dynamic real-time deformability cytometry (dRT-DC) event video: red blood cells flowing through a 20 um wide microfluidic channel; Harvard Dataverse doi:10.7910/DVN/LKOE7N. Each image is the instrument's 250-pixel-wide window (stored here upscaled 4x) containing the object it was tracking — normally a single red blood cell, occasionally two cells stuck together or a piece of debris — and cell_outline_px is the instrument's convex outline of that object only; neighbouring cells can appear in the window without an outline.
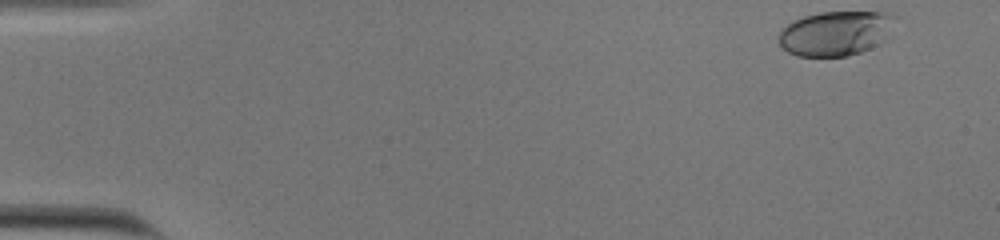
{"species": "human", "species_latin": "Homo sapiens", "temperature_condition": "cold", "stored_images_in_passage": 42, "camera_frame_rate_fps": 3000, "um_per_image_px": 0.085, "donor": {"sex": "male"}, "frame": {"image": 1, "passage_image": 1, "time_ms": 0.0, "image_size_px": [1000, 240], "cell_outline_px": [[900, 16], [868, 48], [860, 52], [848, 56], [796, 56], [788, 52], [780, 44], [780, 32], [792, 20], [804, 16], [820, 12], [892, 12]], "centroid_in_image_um": [70.96, 2.8], "position_along_channel_um": 14.0, "area_um2": 29.42}}
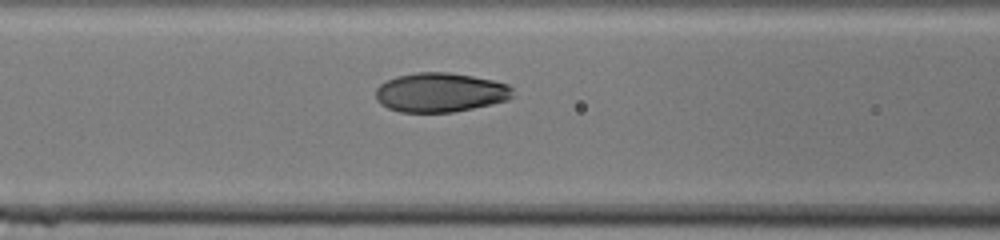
{"frame": {"image": 2, "passage_image": 21, "time_ms": 6.667, "image_size_px": [1000, 240], "cell_outline_px": [[512, 96], [508, 100], [472, 108], [452, 112], [400, 112], [388, 108], [380, 104], [376, 100], [376, 88], [380, 84], [396, 76], [416, 72], [448, 72], [472, 76], [492, 80], [508, 84], [512, 88]], "centroid_in_image_um": [37.4, 7.85], "position_along_channel_um": 129.2, "area_um2": 31.33}}
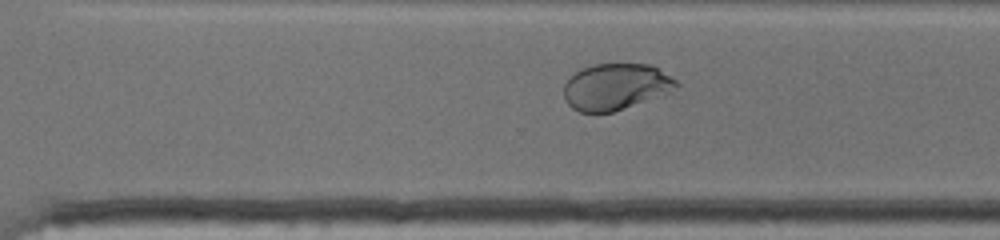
{"frame": {"image": 3, "passage_image": 36, "time_ms": 11.667, "image_size_px": [1000, 240], "cell_outline_px": [[680, 84], [672, 92], [612, 112], [580, 112], [572, 108], [564, 100], [564, 84], [576, 72], [592, 64], [652, 64], [676, 80]], "centroid_in_image_um": [52.35, 7.37], "position_along_channel_um": 318.2, "area_um2": 30.35}, "authors_computed_cell_mechanics": {"area_um2": 30.6918, "velocity_mm_per_s": 3.7944, "shape_relaxation_time_tau1_ms": 7.7353, "shape_relaxation_time_tau2_ms": null, "deformation_change_tau1": 0.2515, "deformation_change_tau2": null}}